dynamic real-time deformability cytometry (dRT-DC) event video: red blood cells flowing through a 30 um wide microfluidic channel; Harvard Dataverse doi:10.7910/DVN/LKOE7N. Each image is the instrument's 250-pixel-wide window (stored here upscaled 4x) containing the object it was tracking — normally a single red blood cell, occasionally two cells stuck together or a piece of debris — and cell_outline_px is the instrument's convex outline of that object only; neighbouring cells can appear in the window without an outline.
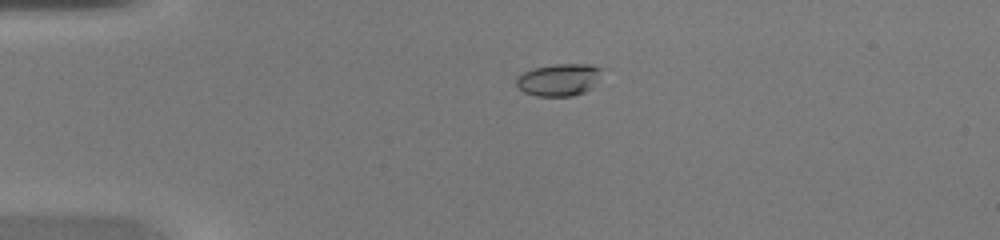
{"species": "common noctule bat (a hibernating species)", "species_latin": "Nyctalus noctula", "temperature_condition": "warm", "stored_images_in_passage": 38, "camera_frame_rate_fps": 3000, "um_per_image_px": 0.085, "animal": {"sex": "female", "body_mass_g": 20.0, "forearm_length_mm": 54.0}, "frame": {"image": 1, "passage_image": 3, "time_ms": 0.667, "image_size_px": [1000, 240], "cell_outline_px": [[604, 68], [592, 88], [584, 92], [572, 96], [536, 96], [524, 92], [516, 84], [516, 76], [524, 72], [536, 68], [556, 64], [592, 64]], "centroid_in_image_um": [47.53, 6.78], "position_along_channel_um": 37.5, "area_um2": 16.07}}
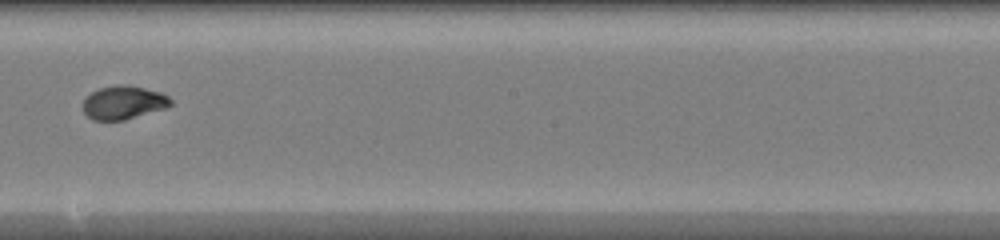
{"frame": {"image": 2, "passage_image": 19, "time_ms": 6.0, "image_size_px": [1000, 240], "cell_outline_px": [[172, 104], [164, 108], [124, 120], [92, 120], [84, 112], [84, 100], [92, 92], [100, 88], [116, 84], [124, 84], [144, 88], [160, 92], [168, 96], [172, 100]], "centroid_in_image_um": [10.5, 8.71], "position_along_channel_um": 237.7, "area_um2": 16.88}}
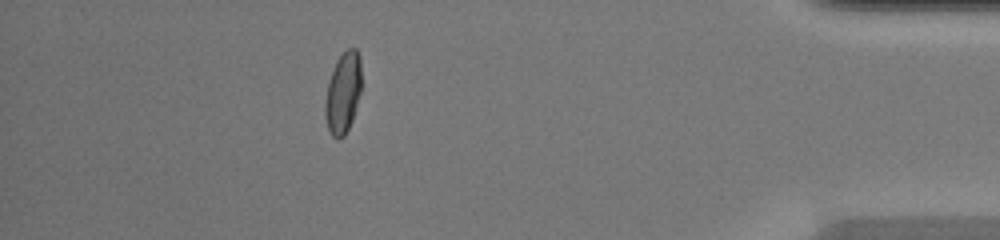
{"frame": {"image": 3, "passage_image": 33, "time_ms": 10.667, "image_size_px": [1000, 240], "cell_outline_px": [[360, 92], [356, 108], [352, 120], [344, 136], [336, 140], [332, 136], [328, 128], [324, 116], [324, 100], [328, 80], [336, 60], [348, 48], [356, 48], [360, 56]], "centroid_in_image_um": [29.13, 7.9], "position_along_channel_um": 406.1, "area_um2": 17.28}}